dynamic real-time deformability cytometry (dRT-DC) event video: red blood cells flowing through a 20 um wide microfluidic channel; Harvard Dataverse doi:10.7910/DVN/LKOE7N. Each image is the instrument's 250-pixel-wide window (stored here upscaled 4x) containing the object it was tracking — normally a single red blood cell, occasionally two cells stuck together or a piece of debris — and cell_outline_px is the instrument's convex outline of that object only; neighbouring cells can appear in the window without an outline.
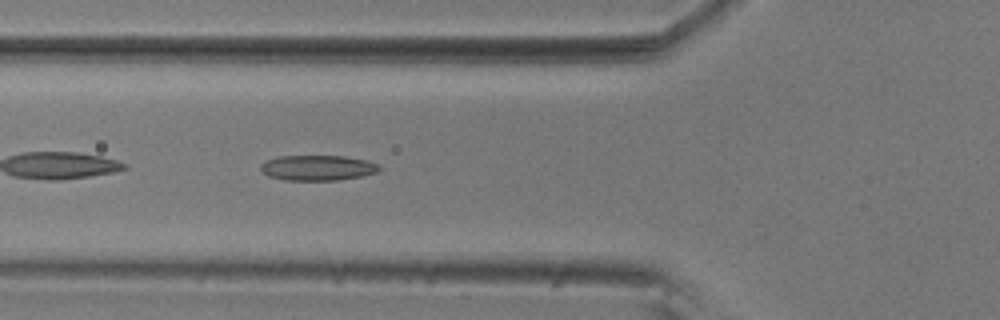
{"species": "common noctule bat (a hibernating species)", "species_latin": "Nyctalus noctula", "temperature_condition": "room temperature", "stored_images_in_passage": 39, "camera_frame_rate_fps": 3000, "um_per_image_px": 0.085, "animal": {"sex": "male", "body_mass_g": 20.5, "forearm_length_mm": 52.5}, "frame": {"image": 1, "passage_image": 4, "time_ms": 1.0, "image_size_px": [1000, 320], "cell_outline_px": [[380, 168], [376, 172], [360, 176], [336, 180], [284, 180], [268, 176], [260, 168], [260, 164], [264, 160], [280, 156], [344, 156], [368, 160], [380, 164]], "centroid_in_image_um": [26.98, 14.25], "position_along_channel_um": 98.8, "area_um2": 17.51}}
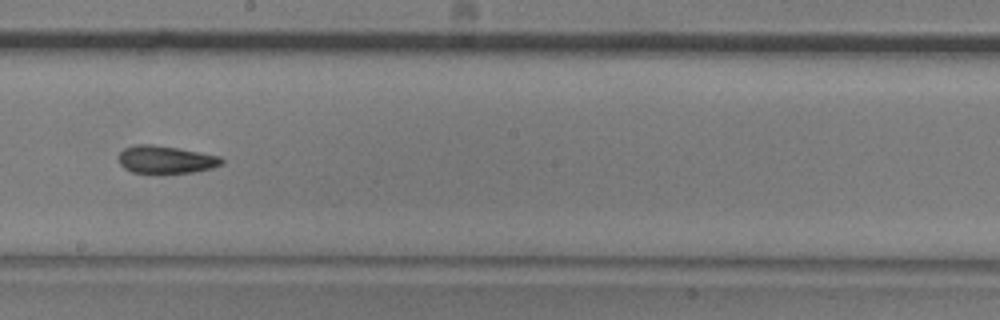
{"frame": {"image": 2, "passage_image": 15, "time_ms": 4.667, "image_size_px": [1000, 320], "cell_outline_px": [[224, 164], [212, 168], [192, 172], [160, 176], [156, 176], [132, 172], [124, 168], [120, 164], [120, 152], [124, 148], [136, 144], [152, 144], [176, 148], [220, 156], [224, 160]], "centroid_in_image_um": [14.08, 13.61], "position_along_channel_um": 234.1, "area_um2": 17.22}}
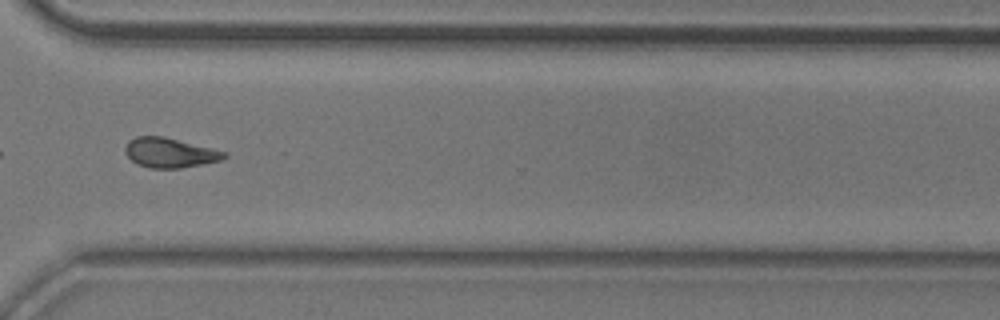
{"frame": {"image": 3, "passage_image": 25, "time_ms": 8.0, "image_size_px": [1000, 320], "cell_outline_px": [[228, 156], [220, 160], [180, 168], [148, 168], [136, 164], [124, 152], [124, 148], [128, 140], [136, 136], [164, 136], [212, 148], [224, 152]], "centroid_in_image_um": [14.37, 12.97], "position_along_channel_um": 356.2, "area_um2": 17.11}, "authors_computed_cell_mechanics": {"area_um2": 17.2244, "velocity_mm_per_s": 3.6777, "shape_relaxation_time_tau1_ms": 10.4054, "shape_relaxation_time_tau2_ms": 6.7458, "deformation_change_tau1": 0.2005, "deformation_change_tau2": 0.1261}}